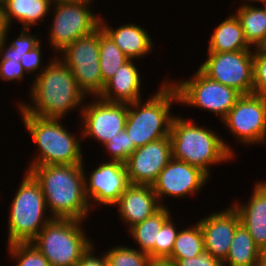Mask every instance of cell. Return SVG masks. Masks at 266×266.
Segmentation results:
<instances>
[{
  "instance_id": "1",
  "label": "cell",
  "mask_w": 266,
  "mask_h": 266,
  "mask_svg": "<svg viewBox=\"0 0 266 266\" xmlns=\"http://www.w3.org/2000/svg\"><path fill=\"white\" fill-rule=\"evenodd\" d=\"M84 164L33 166L28 172L40 184L52 218L85 220L89 202ZM90 204V205H89Z\"/></svg>"
},
{
  "instance_id": "2",
  "label": "cell",
  "mask_w": 266,
  "mask_h": 266,
  "mask_svg": "<svg viewBox=\"0 0 266 266\" xmlns=\"http://www.w3.org/2000/svg\"><path fill=\"white\" fill-rule=\"evenodd\" d=\"M43 70L36 74L32 84L30 94L34 105L20 103L18 106L30 115L61 119L68 111L80 106L86 94L61 59L51 60Z\"/></svg>"
},
{
  "instance_id": "3",
  "label": "cell",
  "mask_w": 266,
  "mask_h": 266,
  "mask_svg": "<svg viewBox=\"0 0 266 266\" xmlns=\"http://www.w3.org/2000/svg\"><path fill=\"white\" fill-rule=\"evenodd\" d=\"M172 158L196 166L210 176V165L231 160L233 150L212 129L189 119L173 117L170 129Z\"/></svg>"
},
{
  "instance_id": "4",
  "label": "cell",
  "mask_w": 266,
  "mask_h": 266,
  "mask_svg": "<svg viewBox=\"0 0 266 266\" xmlns=\"http://www.w3.org/2000/svg\"><path fill=\"white\" fill-rule=\"evenodd\" d=\"M161 89L143 105L141 100L128 104L125 130L136 148L169 136L174 116L171 103H179L178 93L171 82H163Z\"/></svg>"
},
{
  "instance_id": "5",
  "label": "cell",
  "mask_w": 266,
  "mask_h": 266,
  "mask_svg": "<svg viewBox=\"0 0 266 266\" xmlns=\"http://www.w3.org/2000/svg\"><path fill=\"white\" fill-rule=\"evenodd\" d=\"M19 108L23 123L39 147L40 153L26 172L33 166L83 164L80 140L60 124V119L30 115L20 106Z\"/></svg>"
},
{
  "instance_id": "6",
  "label": "cell",
  "mask_w": 266,
  "mask_h": 266,
  "mask_svg": "<svg viewBox=\"0 0 266 266\" xmlns=\"http://www.w3.org/2000/svg\"><path fill=\"white\" fill-rule=\"evenodd\" d=\"M81 223L77 219L52 218L31 243L51 266H76L93 245Z\"/></svg>"
},
{
  "instance_id": "7",
  "label": "cell",
  "mask_w": 266,
  "mask_h": 266,
  "mask_svg": "<svg viewBox=\"0 0 266 266\" xmlns=\"http://www.w3.org/2000/svg\"><path fill=\"white\" fill-rule=\"evenodd\" d=\"M22 181L9 210L7 244L31 242L52 219L45 215L47 208L40 184L29 172Z\"/></svg>"
},
{
  "instance_id": "8",
  "label": "cell",
  "mask_w": 266,
  "mask_h": 266,
  "mask_svg": "<svg viewBox=\"0 0 266 266\" xmlns=\"http://www.w3.org/2000/svg\"><path fill=\"white\" fill-rule=\"evenodd\" d=\"M91 0H53L54 20L49 34L52 47L63 51L78 38L100 27V18L88 9Z\"/></svg>"
},
{
  "instance_id": "9",
  "label": "cell",
  "mask_w": 266,
  "mask_h": 266,
  "mask_svg": "<svg viewBox=\"0 0 266 266\" xmlns=\"http://www.w3.org/2000/svg\"><path fill=\"white\" fill-rule=\"evenodd\" d=\"M179 102L200 107L220 116L223 121L241 94L234 88L210 79L200 69L191 80L175 82Z\"/></svg>"
},
{
  "instance_id": "10",
  "label": "cell",
  "mask_w": 266,
  "mask_h": 266,
  "mask_svg": "<svg viewBox=\"0 0 266 266\" xmlns=\"http://www.w3.org/2000/svg\"><path fill=\"white\" fill-rule=\"evenodd\" d=\"M62 53V61L72 71L79 88L86 95L98 97L105 85L99 63V28L78 38Z\"/></svg>"
},
{
  "instance_id": "11",
  "label": "cell",
  "mask_w": 266,
  "mask_h": 266,
  "mask_svg": "<svg viewBox=\"0 0 266 266\" xmlns=\"http://www.w3.org/2000/svg\"><path fill=\"white\" fill-rule=\"evenodd\" d=\"M251 50L208 52L199 69L210 79L234 88L241 95L253 93V54Z\"/></svg>"
},
{
  "instance_id": "12",
  "label": "cell",
  "mask_w": 266,
  "mask_h": 266,
  "mask_svg": "<svg viewBox=\"0 0 266 266\" xmlns=\"http://www.w3.org/2000/svg\"><path fill=\"white\" fill-rule=\"evenodd\" d=\"M237 141L247 145L266 141V98L241 95L222 121Z\"/></svg>"
},
{
  "instance_id": "13",
  "label": "cell",
  "mask_w": 266,
  "mask_h": 266,
  "mask_svg": "<svg viewBox=\"0 0 266 266\" xmlns=\"http://www.w3.org/2000/svg\"><path fill=\"white\" fill-rule=\"evenodd\" d=\"M96 98V101L80 109L84 128L80 137H92L104 145L125 129L128 104L109 103Z\"/></svg>"
},
{
  "instance_id": "14",
  "label": "cell",
  "mask_w": 266,
  "mask_h": 266,
  "mask_svg": "<svg viewBox=\"0 0 266 266\" xmlns=\"http://www.w3.org/2000/svg\"><path fill=\"white\" fill-rule=\"evenodd\" d=\"M171 159L170 136L136 148L125 162L130 184L152 186Z\"/></svg>"
},
{
  "instance_id": "15",
  "label": "cell",
  "mask_w": 266,
  "mask_h": 266,
  "mask_svg": "<svg viewBox=\"0 0 266 266\" xmlns=\"http://www.w3.org/2000/svg\"><path fill=\"white\" fill-rule=\"evenodd\" d=\"M208 177L200 168L172 158L161 170L152 188L158 200L165 195L183 197L197 194Z\"/></svg>"
},
{
  "instance_id": "16",
  "label": "cell",
  "mask_w": 266,
  "mask_h": 266,
  "mask_svg": "<svg viewBox=\"0 0 266 266\" xmlns=\"http://www.w3.org/2000/svg\"><path fill=\"white\" fill-rule=\"evenodd\" d=\"M130 185L125 163L112 161L100 164L91 172L89 182L85 176V191L89 199L98 204L115 205Z\"/></svg>"
},
{
  "instance_id": "17",
  "label": "cell",
  "mask_w": 266,
  "mask_h": 266,
  "mask_svg": "<svg viewBox=\"0 0 266 266\" xmlns=\"http://www.w3.org/2000/svg\"><path fill=\"white\" fill-rule=\"evenodd\" d=\"M199 224L205 251L223 262L229 253L234 233L241 224L238 212L231 205L223 212L212 213L201 219Z\"/></svg>"
},
{
  "instance_id": "18",
  "label": "cell",
  "mask_w": 266,
  "mask_h": 266,
  "mask_svg": "<svg viewBox=\"0 0 266 266\" xmlns=\"http://www.w3.org/2000/svg\"><path fill=\"white\" fill-rule=\"evenodd\" d=\"M120 218L129 225L144 221L164 205L159 202L152 186L130 184L117 203Z\"/></svg>"
},
{
  "instance_id": "19",
  "label": "cell",
  "mask_w": 266,
  "mask_h": 266,
  "mask_svg": "<svg viewBox=\"0 0 266 266\" xmlns=\"http://www.w3.org/2000/svg\"><path fill=\"white\" fill-rule=\"evenodd\" d=\"M247 204H232L256 246L266 248V182H257Z\"/></svg>"
},
{
  "instance_id": "20",
  "label": "cell",
  "mask_w": 266,
  "mask_h": 266,
  "mask_svg": "<svg viewBox=\"0 0 266 266\" xmlns=\"http://www.w3.org/2000/svg\"><path fill=\"white\" fill-rule=\"evenodd\" d=\"M128 59L115 74L109 78L98 98L109 103L130 104L141 98V77L137 67Z\"/></svg>"
},
{
  "instance_id": "21",
  "label": "cell",
  "mask_w": 266,
  "mask_h": 266,
  "mask_svg": "<svg viewBox=\"0 0 266 266\" xmlns=\"http://www.w3.org/2000/svg\"><path fill=\"white\" fill-rule=\"evenodd\" d=\"M100 27L128 59L142 58L152 52V40L140 26L129 23L113 29L100 18Z\"/></svg>"
},
{
  "instance_id": "22",
  "label": "cell",
  "mask_w": 266,
  "mask_h": 266,
  "mask_svg": "<svg viewBox=\"0 0 266 266\" xmlns=\"http://www.w3.org/2000/svg\"><path fill=\"white\" fill-rule=\"evenodd\" d=\"M52 3L53 0H2L0 9L6 27L16 19L23 28L30 29L46 17Z\"/></svg>"
},
{
  "instance_id": "23",
  "label": "cell",
  "mask_w": 266,
  "mask_h": 266,
  "mask_svg": "<svg viewBox=\"0 0 266 266\" xmlns=\"http://www.w3.org/2000/svg\"><path fill=\"white\" fill-rule=\"evenodd\" d=\"M250 47L245 39L241 24L234 14L216 27L210 38L208 52L223 53L251 50Z\"/></svg>"
},
{
  "instance_id": "24",
  "label": "cell",
  "mask_w": 266,
  "mask_h": 266,
  "mask_svg": "<svg viewBox=\"0 0 266 266\" xmlns=\"http://www.w3.org/2000/svg\"><path fill=\"white\" fill-rule=\"evenodd\" d=\"M169 212L168 208L163 206L152 216L129 228V233L139 245V251L147 253L150 258H155V243H158L159 231L163 224L171 217Z\"/></svg>"
},
{
  "instance_id": "25",
  "label": "cell",
  "mask_w": 266,
  "mask_h": 266,
  "mask_svg": "<svg viewBox=\"0 0 266 266\" xmlns=\"http://www.w3.org/2000/svg\"><path fill=\"white\" fill-rule=\"evenodd\" d=\"M259 255L260 249L248 230L240 224L234 233L229 253L222 264L223 266H258Z\"/></svg>"
},
{
  "instance_id": "26",
  "label": "cell",
  "mask_w": 266,
  "mask_h": 266,
  "mask_svg": "<svg viewBox=\"0 0 266 266\" xmlns=\"http://www.w3.org/2000/svg\"><path fill=\"white\" fill-rule=\"evenodd\" d=\"M244 36L254 48L266 46V4L264 8L242 4L236 11Z\"/></svg>"
},
{
  "instance_id": "27",
  "label": "cell",
  "mask_w": 266,
  "mask_h": 266,
  "mask_svg": "<svg viewBox=\"0 0 266 266\" xmlns=\"http://www.w3.org/2000/svg\"><path fill=\"white\" fill-rule=\"evenodd\" d=\"M205 251L203 233L200 224L178 232L170 259H186L198 256Z\"/></svg>"
},
{
  "instance_id": "28",
  "label": "cell",
  "mask_w": 266,
  "mask_h": 266,
  "mask_svg": "<svg viewBox=\"0 0 266 266\" xmlns=\"http://www.w3.org/2000/svg\"><path fill=\"white\" fill-rule=\"evenodd\" d=\"M128 58L99 27V63L103 82L111 78Z\"/></svg>"
},
{
  "instance_id": "29",
  "label": "cell",
  "mask_w": 266,
  "mask_h": 266,
  "mask_svg": "<svg viewBox=\"0 0 266 266\" xmlns=\"http://www.w3.org/2000/svg\"><path fill=\"white\" fill-rule=\"evenodd\" d=\"M7 31L8 27L4 29V39L0 42V59H20L23 54L29 52L40 43V39H37L35 35L31 36L29 29L23 28L20 36L18 35V37L14 41H12L7 48V45H5L7 40Z\"/></svg>"
},
{
  "instance_id": "30",
  "label": "cell",
  "mask_w": 266,
  "mask_h": 266,
  "mask_svg": "<svg viewBox=\"0 0 266 266\" xmlns=\"http://www.w3.org/2000/svg\"><path fill=\"white\" fill-rule=\"evenodd\" d=\"M109 266H147L150 256L135 248L117 246L103 253Z\"/></svg>"
},
{
  "instance_id": "31",
  "label": "cell",
  "mask_w": 266,
  "mask_h": 266,
  "mask_svg": "<svg viewBox=\"0 0 266 266\" xmlns=\"http://www.w3.org/2000/svg\"><path fill=\"white\" fill-rule=\"evenodd\" d=\"M10 255L17 260L16 266H51L47 258L31 243H11Z\"/></svg>"
},
{
  "instance_id": "32",
  "label": "cell",
  "mask_w": 266,
  "mask_h": 266,
  "mask_svg": "<svg viewBox=\"0 0 266 266\" xmlns=\"http://www.w3.org/2000/svg\"><path fill=\"white\" fill-rule=\"evenodd\" d=\"M104 146L108 150V153L110 152L112 161L122 163H125L136 149L125 129L119 134H116L114 138H111Z\"/></svg>"
},
{
  "instance_id": "33",
  "label": "cell",
  "mask_w": 266,
  "mask_h": 266,
  "mask_svg": "<svg viewBox=\"0 0 266 266\" xmlns=\"http://www.w3.org/2000/svg\"><path fill=\"white\" fill-rule=\"evenodd\" d=\"M253 52V94L266 98V46Z\"/></svg>"
},
{
  "instance_id": "34",
  "label": "cell",
  "mask_w": 266,
  "mask_h": 266,
  "mask_svg": "<svg viewBox=\"0 0 266 266\" xmlns=\"http://www.w3.org/2000/svg\"><path fill=\"white\" fill-rule=\"evenodd\" d=\"M178 232L170 217L159 231L158 243H155V258L168 257L172 253Z\"/></svg>"
},
{
  "instance_id": "35",
  "label": "cell",
  "mask_w": 266,
  "mask_h": 266,
  "mask_svg": "<svg viewBox=\"0 0 266 266\" xmlns=\"http://www.w3.org/2000/svg\"><path fill=\"white\" fill-rule=\"evenodd\" d=\"M25 71L20 64V59L11 58L0 60V78L6 81L21 80Z\"/></svg>"
},
{
  "instance_id": "36",
  "label": "cell",
  "mask_w": 266,
  "mask_h": 266,
  "mask_svg": "<svg viewBox=\"0 0 266 266\" xmlns=\"http://www.w3.org/2000/svg\"><path fill=\"white\" fill-rule=\"evenodd\" d=\"M177 266H223L222 262L204 251L198 256L186 259H172Z\"/></svg>"
},
{
  "instance_id": "37",
  "label": "cell",
  "mask_w": 266,
  "mask_h": 266,
  "mask_svg": "<svg viewBox=\"0 0 266 266\" xmlns=\"http://www.w3.org/2000/svg\"><path fill=\"white\" fill-rule=\"evenodd\" d=\"M40 45L41 44L39 43L35 48L20 57V64L22 65V68L26 73H36V70L39 69L41 65Z\"/></svg>"
},
{
  "instance_id": "38",
  "label": "cell",
  "mask_w": 266,
  "mask_h": 266,
  "mask_svg": "<svg viewBox=\"0 0 266 266\" xmlns=\"http://www.w3.org/2000/svg\"><path fill=\"white\" fill-rule=\"evenodd\" d=\"M93 246L82 256L76 266H109L105 254L101 258L94 256Z\"/></svg>"
},
{
  "instance_id": "39",
  "label": "cell",
  "mask_w": 266,
  "mask_h": 266,
  "mask_svg": "<svg viewBox=\"0 0 266 266\" xmlns=\"http://www.w3.org/2000/svg\"><path fill=\"white\" fill-rule=\"evenodd\" d=\"M147 266H177L176 262L170 258H150Z\"/></svg>"
},
{
  "instance_id": "40",
  "label": "cell",
  "mask_w": 266,
  "mask_h": 266,
  "mask_svg": "<svg viewBox=\"0 0 266 266\" xmlns=\"http://www.w3.org/2000/svg\"><path fill=\"white\" fill-rule=\"evenodd\" d=\"M258 266H266V248L260 250Z\"/></svg>"
},
{
  "instance_id": "41",
  "label": "cell",
  "mask_w": 266,
  "mask_h": 266,
  "mask_svg": "<svg viewBox=\"0 0 266 266\" xmlns=\"http://www.w3.org/2000/svg\"><path fill=\"white\" fill-rule=\"evenodd\" d=\"M6 28L3 17H2V13H1V9H0V42L4 39V29Z\"/></svg>"
},
{
  "instance_id": "42",
  "label": "cell",
  "mask_w": 266,
  "mask_h": 266,
  "mask_svg": "<svg viewBox=\"0 0 266 266\" xmlns=\"http://www.w3.org/2000/svg\"><path fill=\"white\" fill-rule=\"evenodd\" d=\"M250 2H262L264 4H266V0H249Z\"/></svg>"
}]
</instances>
